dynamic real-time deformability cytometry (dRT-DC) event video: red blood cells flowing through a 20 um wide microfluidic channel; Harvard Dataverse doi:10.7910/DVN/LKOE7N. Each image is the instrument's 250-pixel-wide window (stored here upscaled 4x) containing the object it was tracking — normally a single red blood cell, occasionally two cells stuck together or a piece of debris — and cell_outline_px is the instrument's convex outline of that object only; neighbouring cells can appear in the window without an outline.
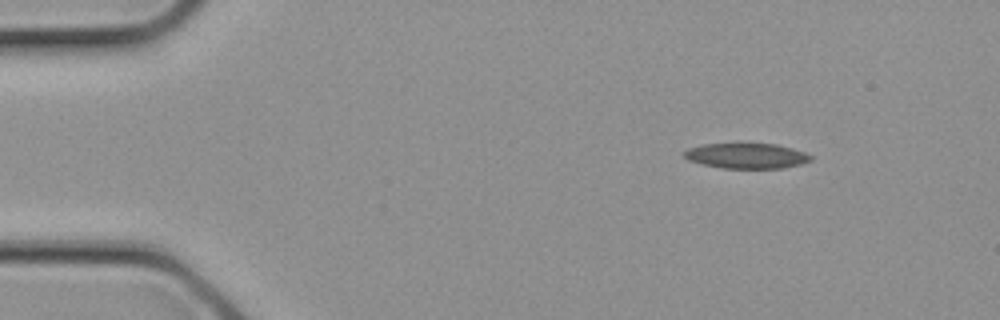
{"species": "common noctule bat (a hibernating species)", "species_latin": "Nyctalus noctula", "temperature_condition": "cold", "stored_images_in_passage": 26, "segment_of_instrument_passage": [1, 2], "camera_frame_rate_fps": 3000, "um_per_image_px": 0.085, "animal": {"sex": "female", "body_mass_g": 21.9}, "frame": {"image": 1, "passage_image": 1, "time_ms": 0.0, "image_size_px": [1000, 320], "cell_outline_px": [[812, 160], [800, 164], [780, 168], [724, 168], [704, 164], [688, 160], [680, 152], [688, 148], [704, 144], [776, 144], [792, 148], [804, 152], [812, 156]], "centroid_in_image_um": [63.43, 13.24], "position_along_channel_um": 21.6, "area_um2": 18.5}}
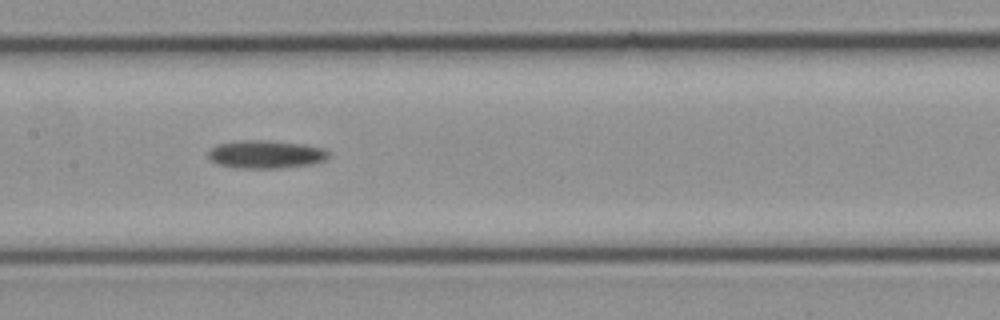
{"frame": {"image": 2, "passage_image": 11, "time_ms": 3.333, "image_size_px": [1000, 320], "cell_outline_px": [[328, 156], [324, 160], [312, 164], [280, 168], [236, 168], [216, 164], [208, 156], [208, 152], [216, 144], [236, 140], [264, 140], [304, 144], [324, 148], [328, 152]], "centroid_in_image_um": [22.56, 13.11], "position_along_channel_um": 184.8, "area_um2": 19.77}}
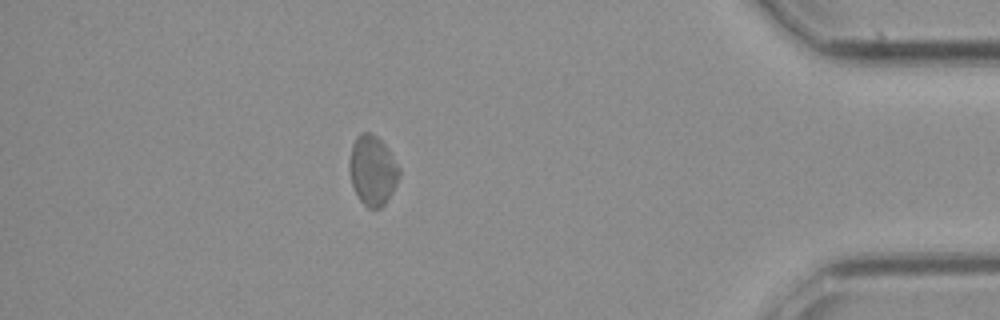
{"frame": {"image": 3, "passage_image": 22, "time_ms": 7.0, "image_size_px": [1000, 320], "cell_outline_px": [[400, 176], [392, 192], [384, 204], [380, 208], [368, 208], [360, 200], [352, 184], [348, 168], [348, 160], [352, 144], [356, 136], [360, 132], [368, 132], [376, 136], [384, 144], [400, 168]], "centroid_in_image_um": [31.64, 14.46], "position_along_channel_um": 403.6, "area_um2": 20.23}}